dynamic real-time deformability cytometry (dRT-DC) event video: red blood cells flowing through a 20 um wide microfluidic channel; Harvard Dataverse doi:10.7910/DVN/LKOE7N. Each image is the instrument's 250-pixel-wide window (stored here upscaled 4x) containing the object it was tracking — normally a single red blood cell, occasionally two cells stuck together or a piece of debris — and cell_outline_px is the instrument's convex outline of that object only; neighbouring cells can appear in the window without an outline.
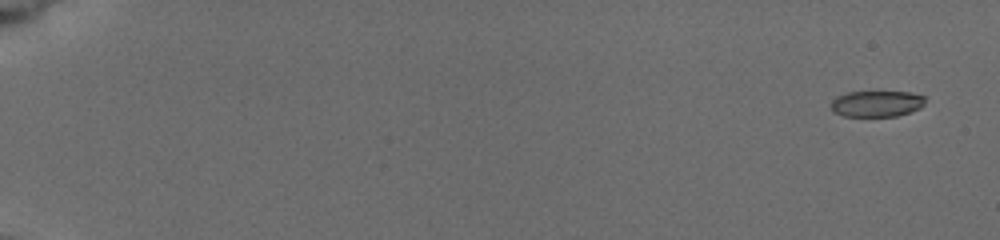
{"species": "common noctule bat (a hibernating species)", "species_latin": "Nyctalus noctula", "temperature_condition": "cold", "stored_images_in_passage": 6, "camera_frame_rate_fps": 3000, "um_per_image_px": 0.085, "animal": {"sex": "female", "body_mass_g": 19.5, "forearm_length_mm": 54.1}, "frame": {"image": 1, "passage_image": 1, "time_ms": 0.0, "image_size_px": [1000, 240], "cell_outline_px": [[924, 104], [920, 108], [896, 116], [844, 116], [832, 112], [832, 100], [836, 96], [848, 92], [908, 92], [924, 96]], "centroid_in_image_um": [74.49, 8.81], "position_along_channel_um": 10.5, "area_um2": 14.22}}